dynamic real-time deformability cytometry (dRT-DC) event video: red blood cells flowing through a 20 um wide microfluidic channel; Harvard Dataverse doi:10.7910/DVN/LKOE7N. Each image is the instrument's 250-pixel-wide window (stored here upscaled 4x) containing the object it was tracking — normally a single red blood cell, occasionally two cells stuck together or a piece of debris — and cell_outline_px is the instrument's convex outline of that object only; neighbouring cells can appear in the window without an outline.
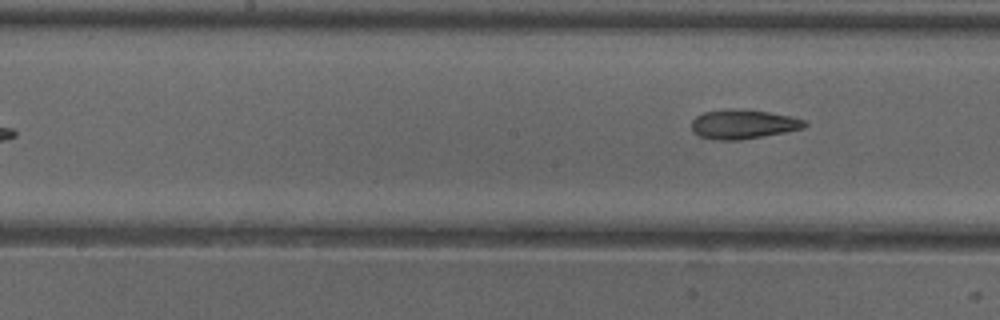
{"species": "common noctule bat (a hibernating species)", "species_latin": "Nyctalus noctula", "temperature_condition": "cold", "stored_images_in_passage": 8, "camera_frame_rate_fps": 3000, "um_per_image_px": 0.085, "animal": {"sex": "female"}, "frame": {"image": 1, "passage_image": 8, "time_ms": 8.333, "image_size_px": [1000, 320], "cell_outline_px": [[808, 124], [804, 128], [784, 132], [740, 140], [716, 140], [700, 136], [692, 132], [692, 120], [696, 116], [704, 112], [724, 108], [736, 108], [768, 112], [788, 116], [804, 120]], "centroid_in_image_um": [63.12, 10.55], "position_along_channel_um": 185.1, "area_um2": 19.31}}